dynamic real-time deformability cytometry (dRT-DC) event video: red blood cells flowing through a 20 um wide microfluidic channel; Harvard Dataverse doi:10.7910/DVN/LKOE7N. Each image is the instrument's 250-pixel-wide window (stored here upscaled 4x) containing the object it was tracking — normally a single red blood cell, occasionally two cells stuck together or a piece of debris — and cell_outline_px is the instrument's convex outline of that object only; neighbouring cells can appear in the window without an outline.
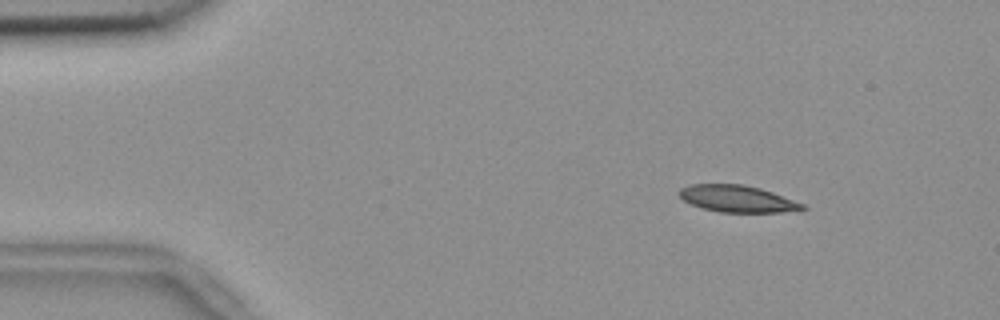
{"species": "common noctule bat (a hibernating species)", "species_latin": "Nyctalus noctula", "temperature_condition": "room temperature", "stored_images_in_passage": 54, "camera_frame_rate_fps": 3000, "um_per_image_px": 0.085, "animal": {"sex": "female", "body_mass_g": 18.4}, "frame": {"image": 1, "passage_image": 6, "time_ms": 1.667, "image_size_px": [1000, 320], "cell_outline_px": [[808, 208], [780, 212], [720, 212], [704, 208], [692, 204], [684, 200], [676, 192], [680, 188], [688, 184], [744, 184], [760, 188], [772, 192], [804, 204]], "centroid_in_image_um": [62.63, 16.88], "position_along_channel_um": 22.4, "area_um2": 19.13}}
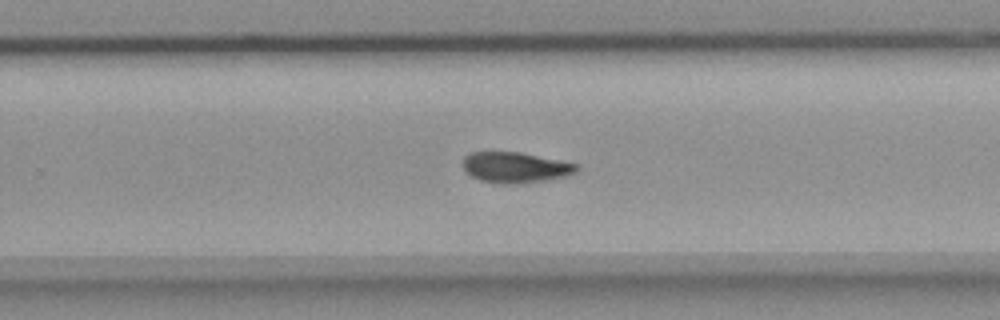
{"frame": {"image": 2, "passage_image": 34, "time_ms": 11.0, "image_size_px": [1000, 320], "cell_outline_px": [[580, 168], [576, 172], [568, 176], [544, 180], [516, 184], [512, 184], [480, 180], [472, 176], [464, 168], [464, 156], [468, 152], [520, 152], [580, 164]], "centroid_in_image_um": [43.86, 14.22], "position_along_channel_um": 285.9, "area_um2": 20.23}}
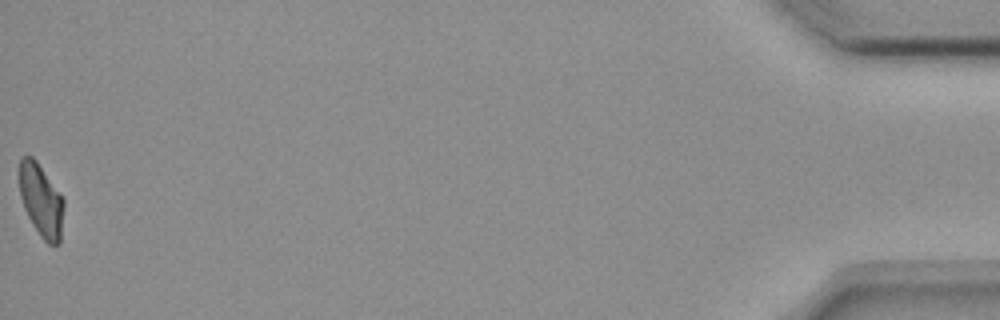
{"frame": {"image": 3, "passage_image": 54, "time_ms": 17.667, "image_size_px": [1000, 320], "cell_outline_px": [[64, 204], [60, 244], [48, 244], [40, 236], [32, 224], [24, 208], [20, 196], [20, 160], [24, 156], [32, 156], [36, 160], [64, 200]], "centroid_in_image_um": [3.5, 17.07], "position_along_channel_um": 431.7, "area_um2": 18.55}, "authors_computed_cell_mechanics": {"area_um2": 20.2011, "velocity_mm_per_s": 3.6702, "shape_relaxation_time_tau1_ms": 9.4855, "shape_relaxation_time_tau2_ms": null, "deformation_change_tau1": 0.2191, "deformation_change_tau2": null}}